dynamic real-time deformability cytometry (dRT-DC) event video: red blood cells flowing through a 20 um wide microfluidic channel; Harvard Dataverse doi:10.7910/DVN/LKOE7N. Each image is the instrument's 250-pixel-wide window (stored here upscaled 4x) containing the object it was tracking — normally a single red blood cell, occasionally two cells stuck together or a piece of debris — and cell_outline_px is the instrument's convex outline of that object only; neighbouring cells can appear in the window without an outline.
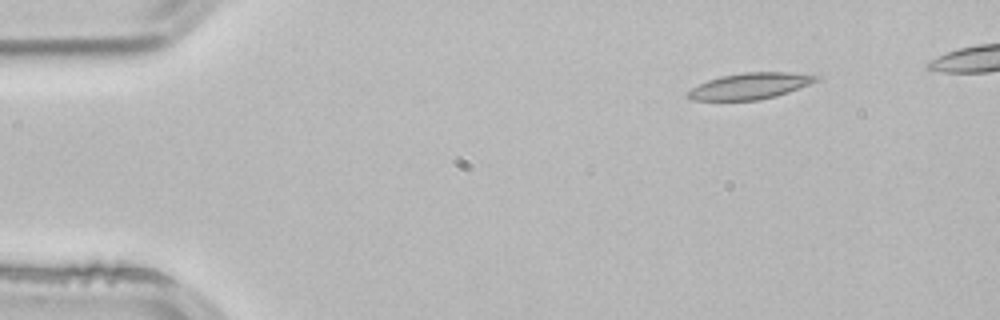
{"species": "common noctule bat (a hibernating species)", "species_latin": "Nyctalus noctula", "temperature_condition": "room temperature", "stored_images_in_passage": 3, "camera_frame_rate_fps": 3000, "um_per_image_px": 0.085, "animal": {"sex": "male", "body_mass_g": 21.5, "forearm_length_mm": 52.0}, "frame": {"image": 1, "passage_image": 1, "time_ms": 0.0, "image_size_px": [1000, 320], "cell_outline_px": [[820, 80], [788, 92], [776, 96], [760, 100], [692, 100], [684, 96], [692, 88], [708, 80], [720, 76], [744, 72], [788, 72], [820, 76]], "centroid_in_image_um": [63.75, 7.31], "position_along_channel_um": 21.2, "area_um2": 19.54}}